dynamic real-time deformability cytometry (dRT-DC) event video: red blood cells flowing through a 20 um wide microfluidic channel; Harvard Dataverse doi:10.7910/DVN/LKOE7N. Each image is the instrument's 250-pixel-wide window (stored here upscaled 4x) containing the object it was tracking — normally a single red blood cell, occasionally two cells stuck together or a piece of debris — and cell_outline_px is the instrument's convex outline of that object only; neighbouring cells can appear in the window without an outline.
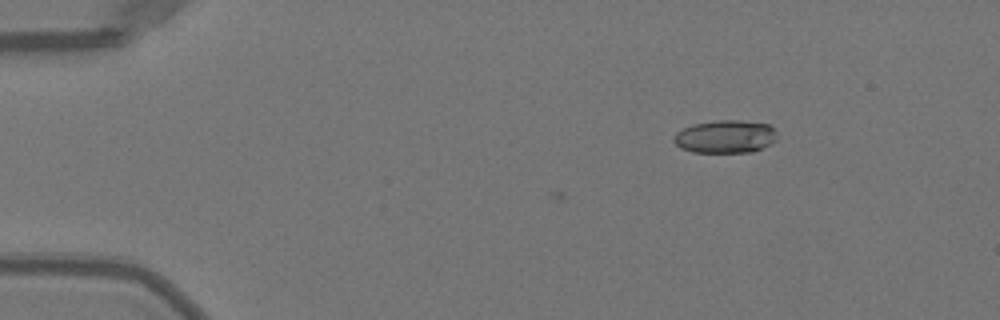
{"species": "Egyptian fruit bat (a non-hibernating species)", "species_latin": "Rousettus aegyptiacus", "temperature_condition": "warm", "stored_images_in_passage": 2, "camera_frame_rate_fps": 3000, "um_per_image_px": 0.085, "animal": {"sex": "female"}, "frame": {"image": 1, "passage_image": 2, "time_ms": 0.333, "image_size_px": [1000, 320], "cell_outline_px": [[776, 140], [752, 152], [692, 152], [680, 148], [672, 140], [676, 132], [692, 124], [716, 120], [740, 120], [768, 124], [776, 132]], "centroid_in_image_um": [61.61, 11.6], "position_along_channel_um": 23.4, "area_um2": 19.77}}